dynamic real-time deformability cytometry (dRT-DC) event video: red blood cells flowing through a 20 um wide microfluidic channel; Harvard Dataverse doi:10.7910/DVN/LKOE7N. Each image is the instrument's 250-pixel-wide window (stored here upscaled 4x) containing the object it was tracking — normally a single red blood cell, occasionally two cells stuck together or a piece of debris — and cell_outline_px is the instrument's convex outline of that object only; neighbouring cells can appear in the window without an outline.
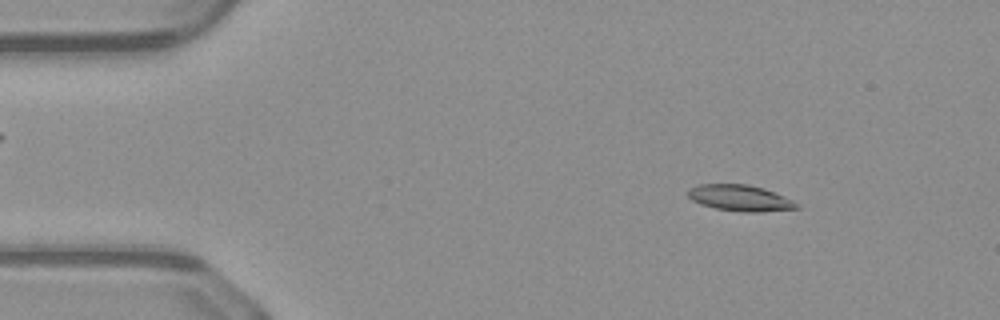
{"species": "common noctule bat (a hibernating species)", "species_latin": "Nyctalus noctula", "temperature_condition": "warm", "stored_images_in_passage": 49, "camera_frame_rate_fps": 3000, "um_per_image_px": 0.085, "animal": {"sex": "male", "body_mass_g": 23.1, "forearm_length_mm": 52.7}, "frame": {"image": 1, "passage_image": 6, "time_ms": 1.667, "image_size_px": [1000, 320], "cell_outline_px": [[800, 208], [760, 212], [740, 212], [716, 208], [700, 204], [692, 200], [688, 196], [688, 188], [700, 184], [748, 184], [764, 188], [784, 196], [800, 204]], "centroid_in_image_um": [62.92, 16.83], "position_along_channel_um": 22.1, "area_um2": 16.65}}
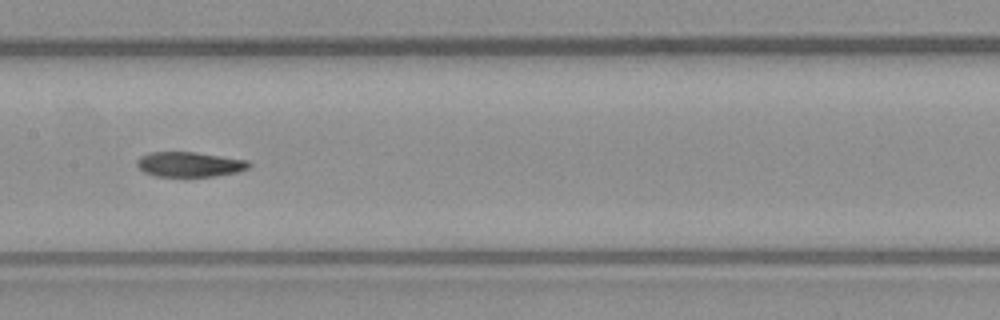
{"frame": {"image": 2, "passage_image": 24, "time_ms": 7.667, "image_size_px": [1000, 320], "cell_outline_px": [[252, 164], [248, 168], [236, 172], [216, 176], [156, 176], [144, 172], [136, 164], [136, 160], [140, 156], [152, 152], [196, 152], [248, 160]], "centroid_in_image_um": [16.12, 13.96], "position_along_channel_um": 191.3, "area_um2": 16.24}}
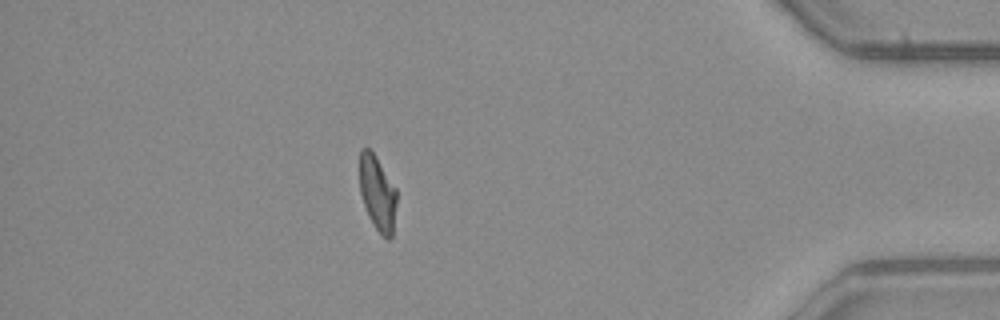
{"frame": {"image": 3, "passage_image": 43, "time_ms": 14.0, "image_size_px": [1000, 320], "cell_outline_px": [[396, 204], [392, 236], [388, 240], [376, 228], [368, 216], [360, 192], [360, 148], [368, 148], [372, 152], [396, 188]], "centroid_in_image_um": [32.08, 16.42], "position_along_channel_um": 403.1, "area_um2": 15.78}, "authors_computed_cell_mechanics": {"area_um2": 16.9932, "velocity_mm_per_s": 4.1296, "shape_relaxation_time_tau1_ms": null, "shape_relaxation_time_tau2_ms": 5.0527, "deformation_change_tau1": null, "deformation_change_tau2": 0.1143}}